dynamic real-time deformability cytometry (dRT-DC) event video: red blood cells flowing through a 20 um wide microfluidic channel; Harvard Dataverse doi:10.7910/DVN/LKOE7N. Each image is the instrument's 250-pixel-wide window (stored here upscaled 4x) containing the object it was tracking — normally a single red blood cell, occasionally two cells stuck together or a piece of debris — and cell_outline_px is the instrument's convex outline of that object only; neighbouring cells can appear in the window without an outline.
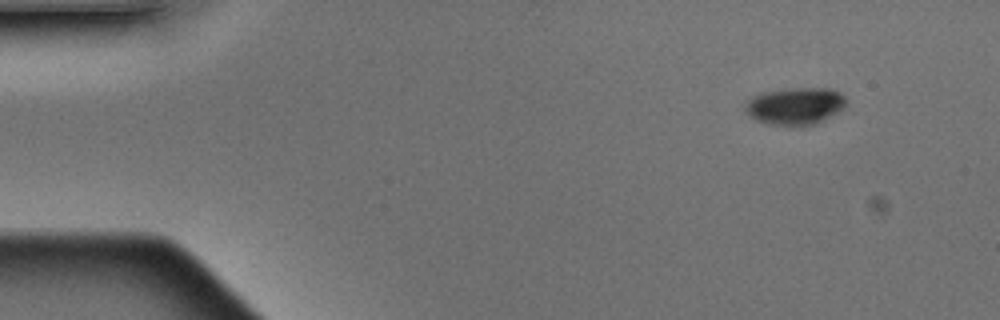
{"species": "Egyptian fruit bat (a non-hibernating species)", "species_latin": "Rousettus aegyptiacus", "temperature_condition": "warm", "stored_images_in_passage": 3, "camera_frame_rate_fps": 3000, "um_per_image_px": 0.085, "animal": {"sex": "male"}, "frame": {"image": 1, "passage_image": 1, "time_ms": 0.0, "image_size_px": [1000, 320], "cell_outline_px": [[844, 108], [816, 124], [768, 124], [756, 120], [744, 108], [748, 100], [752, 96], [764, 92], [792, 88], [832, 88], [840, 92], [844, 96]], "centroid_in_image_um": [67.6, 8.98], "position_along_channel_um": 17.4, "area_um2": 21.39}}